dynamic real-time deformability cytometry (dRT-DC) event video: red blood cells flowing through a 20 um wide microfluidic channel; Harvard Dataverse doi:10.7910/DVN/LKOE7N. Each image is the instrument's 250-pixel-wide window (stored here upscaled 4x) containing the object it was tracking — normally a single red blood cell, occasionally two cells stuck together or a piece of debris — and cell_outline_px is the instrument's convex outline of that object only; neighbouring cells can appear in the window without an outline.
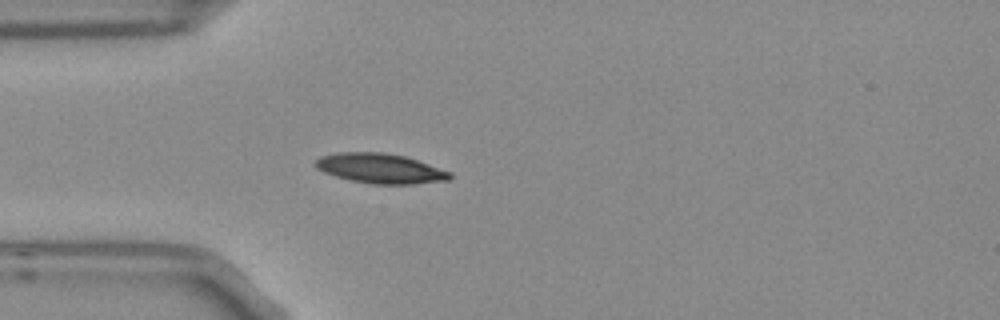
{"species": "Egyptian fruit bat (a non-hibernating species)", "species_latin": "Rousettus aegyptiacus", "temperature_condition": "room temperature", "stored_images_in_passage": 3, "camera_frame_rate_fps": 3000, "um_per_image_px": 0.085, "frame": {"image": 1, "passage_image": 3, "time_ms": 0.667, "image_size_px": [1000, 320], "cell_outline_px": [[452, 176], [448, 180], [416, 184], [372, 184], [352, 180], [336, 176], [324, 172], [316, 168], [312, 164], [320, 156], [336, 152], [384, 152], [404, 156], [452, 172]], "centroid_in_image_um": [32.3, 14.31], "position_along_channel_um": 52.7, "area_um2": 23.41}}